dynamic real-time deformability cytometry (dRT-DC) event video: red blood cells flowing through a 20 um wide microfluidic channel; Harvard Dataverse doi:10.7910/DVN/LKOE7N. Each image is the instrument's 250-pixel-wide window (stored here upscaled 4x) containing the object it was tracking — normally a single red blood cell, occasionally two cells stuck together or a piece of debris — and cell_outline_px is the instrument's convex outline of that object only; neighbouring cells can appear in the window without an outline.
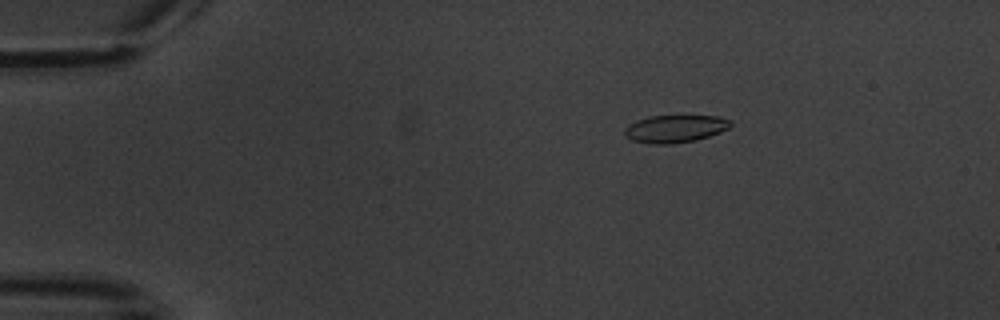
{"species": "common noctule bat (a hibernating species)", "species_latin": "Nyctalus noctula", "temperature_condition": "warm", "stored_images_in_passage": 15, "camera_frame_rate_fps": 3000, "um_per_image_px": 0.085, "animal": {"sex": "male", "body_mass_g": 20.1, "forearm_length_mm": 53.5}, "frame": {"image": 1, "passage_image": 3, "time_ms": 2.333, "image_size_px": [1000, 320], "cell_outline_px": [[732, 124], [728, 128], [720, 132], [696, 140], [668, 144], [648, 144], [632, 140], [624, 132], [624, 128], [628, 124], [636, 120], [648, 116], [716, 116], [732, 120]], "centroid_in_image_um": [57.36, 10.94], "position_along_channel_um": 27.6, "area_um2": 16.99}}
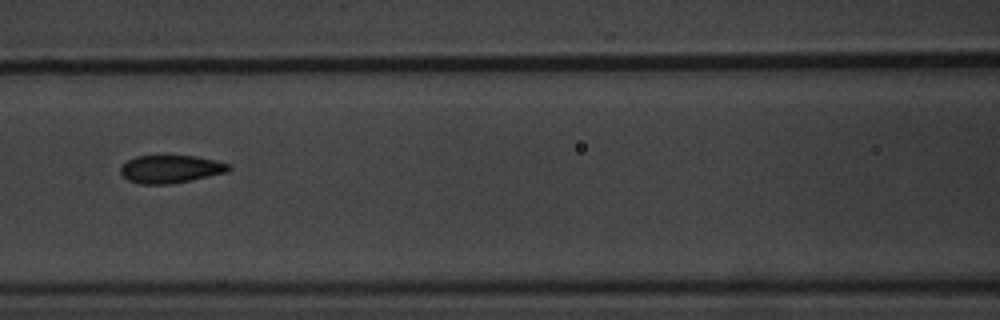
{"frame": {"image": 2, "passage_image": 7, "time_ms": 8.0, "image_size_px": [1000, 320], "cell_outline_px": [[232, 168], [228, 172], [192, 180], [172, 184], [140, 184], [128, 180], [120, 172], [120, 168], [128, 160], [136, 156], [196, 156], [232, 164]], "centroid_in_image_um": [14.55, 14.38], "position_along_channel_um": 152.1, "area_um2": 17.63}}
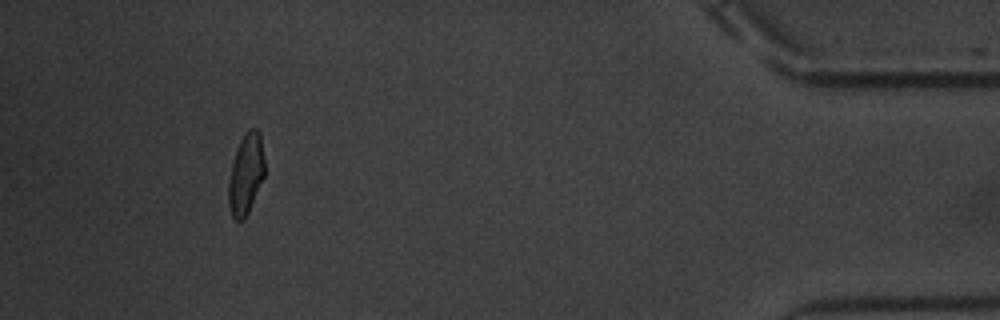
{"frame": {"image": 3, "passage_image": 14, "time_ms": 17.333, "image_size_px": [1000, 320], "cell_outline_px": [[264, 176], [248, 212], [244, 220], [236, 220], [232, 216], [228, 204], [228, 180], [232, 164], [240, 140], [248, 128], [256, 128], [260, 132], [264, 160]], "centroid_in_image_um": [20.89, 14.79], "position_along_channel_um": 414.3, "area_um2": 16.88}, "authors_computed_cell_mechanics": {"area_um2": 17.629, "velocity_mm_per_s": 3.4299, "shape_relaxation_time_tau1_ms": 3.8296, "shape_relaxation_time_tau2_ms": null, "deformation_change_tau1": 0.112, "deformation_change_tau2": null}}